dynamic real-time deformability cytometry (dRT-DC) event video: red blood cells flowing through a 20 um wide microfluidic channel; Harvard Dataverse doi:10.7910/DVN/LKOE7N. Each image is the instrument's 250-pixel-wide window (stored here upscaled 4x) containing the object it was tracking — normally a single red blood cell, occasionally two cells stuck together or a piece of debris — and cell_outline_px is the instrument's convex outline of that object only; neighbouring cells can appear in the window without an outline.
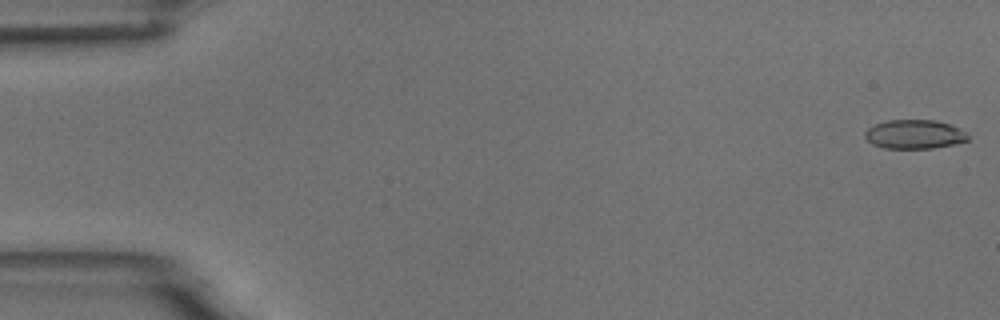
{"species": "common noctule bat (a hibernating species)", "species_latin": "Nyctalus noctula", "temperature_condition": "room temperature", "stored_images_in_passage": 6, "segment_of_instrument_passage": [2, 2], "camera_frame_rate_fps": 3000, "um_per_image_px": 0.085, "animal": {"sex": "male", "body_mass_g": 18.8}, "frame": {"image": 1, "passage_image": 6, "time_ms": 5.667, "image_size_px": [1000, 320], "cell_outline_px": [[968, 140], [952, 144], [932, 148], [884, 148], [872, 144], [864, 136], [864, 132], [868, 128], [876, 124], [888, 120], [936, 120], [960, 128], [968, 132]], "centroid_in_image_um": [77.73, 11.41], "position_along_channel_um": 7.3, "area_um2": 17.34}}